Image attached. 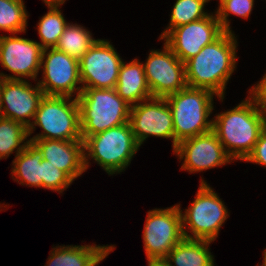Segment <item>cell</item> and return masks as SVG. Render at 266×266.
Listing matches in <instances>:
<instances>
[{"label": "cell", "mask_w": 266, "mask_h": 266, "mask_svg": "<svg viewBox=\"0 0 266 266\" xmlns=\"http://www.w3.org/2000/svg\"><path fill=\"white\" fill-rule=\"evenodd\" d=\"M237 46L234 31H225L217 40L205 45L185 63L187 86L209 90L223 102L227 82L236 69Z\"/></svg>", "instance_id": "obj_1"}, {"label": "cell", "mask_w": 266, "mask_h": 266, "mask_svg": "<svg viewBox=\"0 0 266 266\" xmlns=\"http://www.w3.org/2000/svg\"><path fill=\"white\" fill-rule=\"evenodd\" d=\"M248 95L234 108L212 118L213 131L234 161L247 158L266 127V114L256 99L250 93Z\"/></svg>", "instance_id": "obj_2"}, {"label": "cell", "mask_w": 266, "mask_h": 266, "mask_svg": "<svg viewBox=\"0 0 266 266\" xmlns=\"http://www.w3.org/2000/svg\"><path fill=\"white\" fill-rule=\"evenodd\" d=\"M213 92L186 87L165 97L173 116L174 150L182 140L213 130Z\"/></svg>", "instance_id": "obj_3"}, {"label": "cell", "mask_w": 266, "mask_h": 266, "mask_svg": "<svg viewBox=\"0 0 266 266\" xmlns=\"http://www.w3.org/2000/svg\"><path fill=\"white\" fill-rule=\"evenodd\" d=\"M139 149L129 122L88 136L84 140L85 170L91 158L109 176L121 174Z\"/></svg>", "instance_id": "obj_4"}, {"label": "cell", "mask_w": 266, "mask_h": 266, "mask_svg": "<svg viewBox=\"0 0 266 266\" xmlns=\"http://www.w3.org/2000/svg\"><path fill=\"white\" fill-rule=\"evenodd\" d=\"M77 101L83 141L88 136L129 122L131 105L117 94L115 88H82Z\"/></svg>", "instance_id": "obj_5"}, {"label": "cell", "mask_w": 266, "mask_h": 266, "mask_svg": "<svg viewBox=\"0 0 266 266\" xmlns=\"http://www.w3.org/2000/svg\"><path fill=\"white\" fill-rule=\"evenodd\" d=\"M195 196L192 204L184 212L180 203L178 204L184 238L214 242L230 213L222 199L202 177Z\"/></svg>", "instance_id": "obj_6"}, {"label": "cell", "mask_w": 266, "mask_h": 266, "mask_svg": "<svg viewBox=\"0 0 266 266\" xmlns=\"http://www.w3.org/2000/svg\"><path fill=\"white\" fill-rule=\"evenodd\" d=\"M35 126L43 131L30 139L82 140L77 98L44 95L28 128L29 136Z\"/></svg>", "instance_id": "obj_7"}, {"label": "cell", "mask_w": 266, "mask_h": 266, "mask_svg": "<svg viewBox=\"0 0 266 266\" xmlns=\"http://www.w3.org/2000/svg\"><path fill=\"white\" fill-rule=\"evenodd\" d=\"M143 245L147 259H164L184 239L179 205L147 212Z\"/></svg>", "instance_id": "obj_8"}, {"label": "cell", "mask_w": 266, "mask_h": 266, "mask_svg": "<svg viewBox=\"0 0 266 266\" xmlns=\"http://www.w3.org/2000/svg\"><path fill=\"white\" fill-rule=\"evenodd\" d=\"M41 69L42 79L37 83L45 95L78 98L82 92V83L77 59L55 47L44 48Z\"/></svg>", "instance_id": "obj_9"}, {"label": "cell", "mask_w": 266, "mask_h": 266, "mask_svg": "<svg viewBox=\"0 0 266 266\" xmlns=\"http://www.w3.org/2000/svg\"><path fill=\"white\" fill-rule=\"evenodd\" d=\"M123 61L110 41L97 39L79 60L82 88H115Z\"/></svg>", "instance_id": "obj_10"}, {"label": "cell", "mask_w": 266, "mask_h": 266, "mask_svg": "<svg viewBox=\"0 0 266 266\" xmlns=\"http://www.w3.org/2000/svg\"><path fill=\"white\" fill-rule=\"evenodd\" d=\"M42 50L37 41L18 37L17 33L12 36L1 35L0 64L10 71L11 75L0 72V77L5 80L30 78L37 81L38 73L41 72Z\"/></svg>", "instance_id": "obj_11"}, {"label": "cell", "mask_w": 266, "mask_h": 266, "mask_svg": "<svg viewBox=\"0 0 266 266\" xmlns=\"http://www.w3.org/2000/svg\"><path fill=\"white\" fill-rule=\"evenodd\" d=\"M163 45L161 51L150 50L143 64L152 97L165 98L187 87L185 64Z\"/></svg>", "instance_id": "obj_12"}, {"label": "cell", "mask_w": 266, "mask_h": 266, "mask_svg": "<svg viewBox=\"0 0 266 266\" xmlns=\"http://www.w3.org/2000/svg\"><path fill=\"white\" fill-rule=\"evenodd\" d=\"M223 30L216 13L170 30L161 40L185 64L197 55L205 45L217 40Z\"/></svg>", "instance_id": "obj_13"}, {"label": "cell", "mask_w": 266, "mask_h": 266, "mask_svg": "<svg viewBox=\"0 0 266 266\" xmlns=\"http://www.w3.org/2000/svg\"><path fill=\"white\" fill-rule=\"evenodd\" d=\"M129 124L139 146L150 136L172 139L174 126L172 111L165 98L151 97L131 106Z\"/></svg>", "instance_id": "obj_14"}, {"label": "cell", "mask_w": 266, "mask_h": 266, "mask_svg": "<svg viewBox=\"0 0 266 266\" xmlns=\"http://www.w3.org/2000/svg\"><path fill=\"white\" fill-rule=\"evenodd\" d=\"M173 153L180 161L184 160L180 169L188 171L189 174L233 162L213 130L182 140Z\"/></svg>", "instance_id": "obj_15"}, {"label": "cell", "mask_w": 266, "mask_h": 266, "mask_svg": "<svg viewBox=\"0 0 266 266\" xmlns=\"http://www.w3.org/2000/svg\"><path fill=\"white\" fill-rule=\"evenodd\" d=\"M33 85L27 80H5L2 86V111L4 118L22 123L27 128L32 124L43 90L36 82ZM32 120V122H31Z\"/></svg>", "instance_id": "obj_16"}, {"label": "cell", "mask_w": 266, "mask_h": 266, "mask_svg": "<svg viewBox=\"0 0 266 266\" xmlns=\"http://www.w3.org/2000/svg\"><path fill=\"white\" fill-rule=\"evenodd\" d=\"M43 154V159L65 172L73 181L81 176L84 166L83 140L30 139Z\"/></svg>", "instance_id": "obj_17"}, {"label": "cell", "mask_w": 266, "mask_h": 266, "mask_svg": "<svg viewBox=\"0 0 266 266\" xmlns=\"http://www.w3.org/2000/svg\"><path fill=\"white\" fill-rule=\"evenodd\" d=\"M45 266H98L114 245H62L52 248Z\"/></svg>", "instance_id": "obj_18"}, {"label": "cell", "mask_w": 266, "mask_h": 266, "mask_svg": "<svg viewBox=\"0 0 266 266\" xmlns=\"http://www.w3.org/2000/svg\"><path fill=\"white\" fill-rule=\"evenodd\" d=\"M115 90L131 106L151 98L143 63H140L137 58L129 63L123 61Z\"/></svg>", "instance_id": "obj_19"}, {"label": "cell", "mask_w": 266, "mask_h": 266, "mask_svg": "<svg viewBox=\"0 0 266 266\" xmlns=\"http://www.w3.org/2000/svg\"><path fill=\"white\" fill-rule=\"evenodd\" d=\"M210 243L212 241L184 238L164 260L169 266H215L214 255L209 249Z\"/></svg>", "instance_id": "obj_20"}, {"label": "cell", "mask_w": 266, "mask_h": 266, "mask_svg": "<svg viewBox=\"0 0 266 266\" xmlns=\"http://www.w3.org/2000/svg\"><path fill=\"white\" fill-rule=\"evenodd\" d=\"M42 160V152L29 142L12 161V179L23 186L42 189Z\"/></svg>", "instance_id": "obj_21"}, {"label": "cell", "mask_w": 266, "mask_h": 266, "mask_svg": "<svg viewBox=\"0 0 266 266\" xmlns=\"http://www.w3.org/2000/svg\"><path fill=\"white\" fill-rule=\"evenodd\" d=\"M28 137V128L22 123L0 119V160L8 158L14 151L17 156L30 142Z\"/></svg>", "instance_id": "obj_22"}, {"label": "cell", "mask_w": 266, "mask_h": 266, "mask_svg": "<svg viewBox=\"0 0 266 266\" xmlns=\"http://www.w3.org/2000/svg\"><path fill=\"white\" fill-rule=\"evenodd\" d=\"M96 40L85 27L68 23L55 48L79 61Z\"/></svg>", "instance_id": "obj_23"}, {"label": "cell", "mask_w": 266, "mask_h": 266, "mask_svg": "<svg viewBox=\"0 0 266 266\" xmlns=\"http://www.w3.org/2000/svg\"><path fill=\"white\" fill-rule=\"evenodd\" d=\"M210 0H177L171 10L169 25L159 36L160 40L172 29L206 17L205 5Z\"/></svg>", "instance_id": "obj_24"}, {"label": "cell", "mask_w": 266, "mask_h": 266, "mask_svg": "<svg viewBox=\"0 0 266 266\" xmlns=\"http://www.w3.org/2000/svg\"><path fill=\"white\" fill-rule=\"evenodd\" d=\"M24 0H0V30L11 34L25 33L29 17Z\"/></svg>", "instance_id": "obj_25"}, {"label": "cell", "mask_w": 266, "mask_h": 266, "mask_svg": "<svg viewBox=\"0 0 266 266\" xmlns=\"http://www.w3.org/2000/svg\"><path fill=\"white\" fill-rule=\"evenodd\" d=\"M49 11L41 17L37 24L40 46L44 48L55 47L68 23L59 7H48Z\"/></svg>", "instance_id": "obj_26"}, {"label": "cell", "mask_w": 266, "mask_h": 266, "mask_svg": "<svg viewBox=\"0 0 266 266\" xmlns=\"http://www.w3.org/2000/svg\"><path fill=\"white\" fill-rule=\"evenodd\" d=\"M254 2V0H219L220 5L215 13L223 30L232 32L228 19L231 14L247 20L253 10Z\"/></svg>", "instance_id": "obj_27"}, {"label": "cell", "mask_w": 266, "mask_h": 266, "mask_svg": "<svg viewBox=\"0 0 266 266\" xmlns=\"http://www.w3.org/2000/svg\"><path fill=\"white\" fill-rule=\"evenodd\" d=\"M73 180L49 161L42 160V188L57 191L59 194L68 188Z\"/></svg>", "instance_id": "obj_28"}, {"label": "cell", "mask_w": 266, "mask_h": 266, "mask_svg": "<svg viewBox=\"0 0 266 266\" xmlns=\"http://www.w3.org/2000/svg\"><path fill=\"white\" fill-rule=\"evenodd\" d=\"M244 161L266 167V127L261 132L252 152Z\"/></svg>", "instance_id": "obj_29"}, {"label": "cell", "mask_w": 266, "mask_h": 266, "mask_svg": "<svg viewBox=\"0 0 266 266\" xmlns=\"http://www.w3.org/2000/svg\"><path fill=\"white\" fill-rule=\"evenodd\" d=\"M248 92L256 99L259 108L266 114V73Z\"/></svg>", "instance_id": "obj_30"}, {"label": "cell", "mask_w": 266, "mask_h": 266, "mask_svg": "<svg viewBox=\"0 0 266 266\" xmlns=\"http://www.w3.org/2000/svg\"><path fill=\"white\" fill-rule=\"evenodd\" d=\"M148 266H169L164 259H147Z\"/></svg>", "instance_id": "obj_31"}, {"label": "cell", "mask_w": 266, "mask_h": 266, "mask_svg": "<svg viewBox=\"0 0 266 266\" xmlns=\"http://www.w3.org/2000/svg\"><path fill=\"white\" fill-rule=\"evenodd\" d=\"M48 7H61L65 3V0H43Z\"/></svg>", "instance_id": "obj_32"}, {"label": "cell", "mask_w": 266, "mask_h": 266, "mask_svg": "<svg viewBox=\"0 0 266 266\" xmlns=\"http://www.w3.org/2000/svg\"><path fill=\"white\" fill-rule=\"evenodd\" d=\"M2 86H3V78L0 77V119L4 118L2 111Z\"/></svg>", "instance_id": "obj_33"}, {"label": "cell", "mask_w": 266, "mask_h": 266, "mask_svg": "<svg viewBox=\"0 0 266 266\" xmlns=\"http://www.w3.org/2000/svg\"><path fill=\"white\" fill-rule=\"evenodd\" d=\"M264 253V255H263V264L262 265H260V266H266V249L263 251ZM257 266H259V265H257Z\"/></svg>", "instance_id": "obj_34"}]
</instances>
